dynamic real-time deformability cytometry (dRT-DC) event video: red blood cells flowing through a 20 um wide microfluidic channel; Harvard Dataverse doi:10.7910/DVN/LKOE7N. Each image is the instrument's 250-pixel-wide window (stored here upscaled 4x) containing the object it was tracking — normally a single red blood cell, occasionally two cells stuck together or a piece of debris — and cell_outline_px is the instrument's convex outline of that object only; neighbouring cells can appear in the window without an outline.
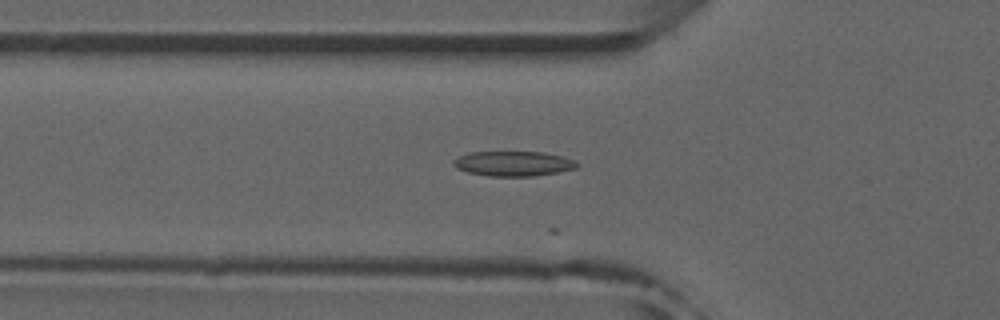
{"species": "common noctule bat (a hibernating species)", "species_latin": "Nyctalus noctula", "temperature_condition": "room temperature", "stored_images_in_passage": 19, "camera_frame_rate_fps": 3000, "um_per_image_px": 0.085, "animal": {"sex": "male", "forearm_length_mm": 52.5}, "frame": {"image": 1, "passage_image": 12, "time_ms": 3.667, "image_size_px": [1000, 320], "cell_outline_px": [[580, 164], [576, 168], [536, 176], [488, 176], [468, 172], [456, 168], [452, 164], [452, 160], [460, 156], [472, 152], [544, 152], [576, 160]], "centroid_in_image_um": [43.64, 13.91], "position_along_channel_um": 82.2, "area_um2": 17.92}}
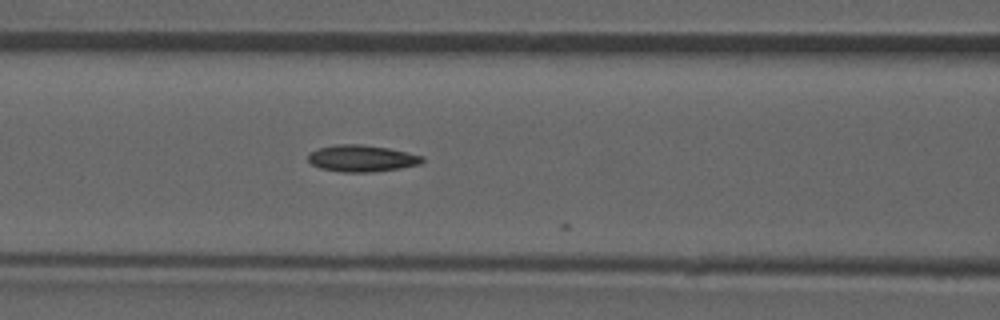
{"frame": {"image": 2, "passage_image": 16, "time_ms": 5.0, "image_size_px": [1000, 320], "cell_outline_px": [[424, 160], [420, 164], [400, 168], [372, 172], [344, 172], [320, 168], [312, 164], [308, 160], [308, 152], [320, 148], [336, 144], [360, 144], [388, 148], [424, 156]], "centroid_in_image_um": [30.74, 13.46], "position_along_channel_um": 135.9, "area_um2": 17.69}}